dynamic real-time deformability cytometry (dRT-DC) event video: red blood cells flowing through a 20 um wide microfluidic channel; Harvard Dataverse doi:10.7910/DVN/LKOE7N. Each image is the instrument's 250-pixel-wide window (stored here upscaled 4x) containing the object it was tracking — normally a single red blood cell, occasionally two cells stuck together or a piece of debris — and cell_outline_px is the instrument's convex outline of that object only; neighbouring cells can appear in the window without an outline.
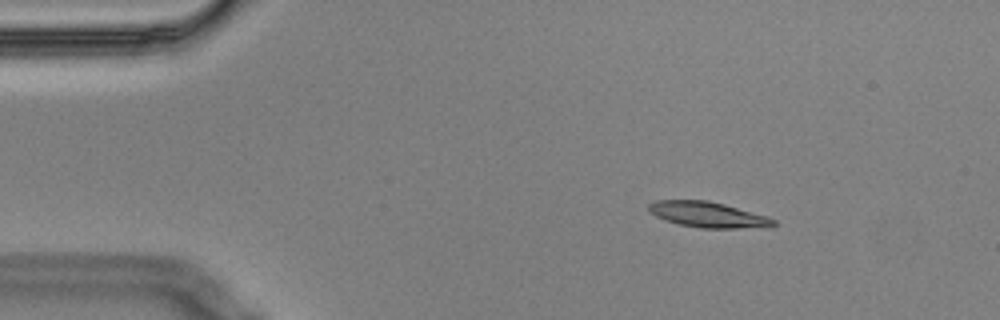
{"species": "Egyptian fruit bat (a non-hibernating species)", "species_latin": "Rousettus aegyptiacus", "temperature_condition": "cold", "stored_images_in_passage": 3, "camera_frame_rate_fps": 3000, "um_per_image_px": 0.085, "animal": {"sex": "male"}, "frame": {"image": 1, "passage_image": 1, "time_ms": 0.0, "image_size_px": [1000, 320], "cell_outline_px": [[776, 224], [772, 228], [700, 228], [680, 224], [664, 220], [648, 212], [648, 204], [656, 200], [708, 200], [724, 204], [768, 216], [776, 220]], "centroid_in_image_um": [60.21, 18.25], "position_along_channel_um": 24.8, "area_um2": 18.9}}